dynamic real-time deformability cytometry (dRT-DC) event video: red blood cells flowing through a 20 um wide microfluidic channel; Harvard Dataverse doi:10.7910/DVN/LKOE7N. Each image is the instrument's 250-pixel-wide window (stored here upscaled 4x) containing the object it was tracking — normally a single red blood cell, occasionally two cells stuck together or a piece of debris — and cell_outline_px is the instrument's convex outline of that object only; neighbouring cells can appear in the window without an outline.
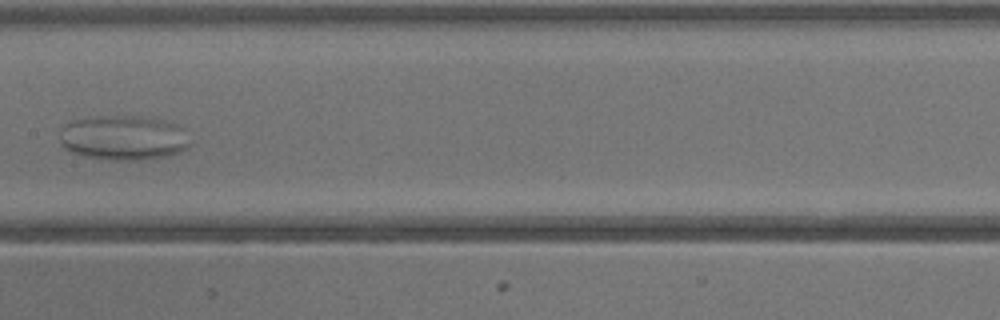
{"species": "common noctule bat (a hibernating species)", "species_latin": "Nyctalus noctula", "temperature_condition": "warm", "stored_images_in_passage": 39, "camera_frame_rate_fps": 3000, "um_per_image_px": 0.085, "animal": {"sex": "male", "body_mass_g": 13.3}, "frame": {"image": 1, "passage_image": 18, "time_ms": 5.667, "image_size_px": [1000, 320], "cell_outline_px": [[188, 148], [180, 152], [164, 156], [140, 160], [112, 160], [84, 156], [72, 152], [64, 148], [60, 144], [60, 128], [68, 120], [100, 116], [152, 116], [164, 120], [184, 128], [188, 144]], "centroid_in_image_um": [10.44, 11.69], "position_along_channel_um": 197.0, "area_um2": 34.33}}
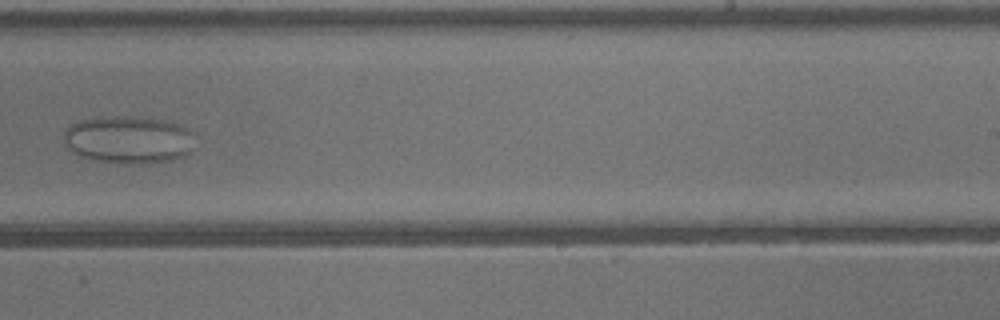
{"frame": {"image": 2, "passage_image": 23, "time_ms": 7.333, "image_size_px": [1000, 320], "cell_outline_px": [[188, 152], [184, 156], [172, 160], [148, 164], [120, 164], [88, 160], [80, 156], [64, 140], [64, 132], [72, 124], [80, 120], [100, 116], [128, 116], [164, 120], [188, 128]], "centroid_in_image_um": [10.84, 11.89], "position_along_channel_um": 278.2, "area_um2": 35.95}}
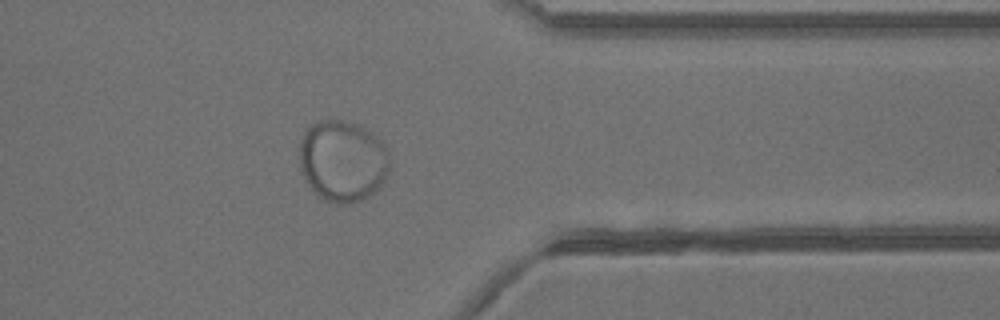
{"frame": {"image": 3, "passage_image": 30, "time_ms": 9.667, "image_size_px": [1000, 320], "cell_outline_px": [[392, 168], [384, 184], [368, 196], [360, 200], [348, 204], [336, 204], [324, 200], [308, 184], [300, 168], [300, 140], [304, 132], [312, 124], [320, 120], [344, 120], [356, 124], [372, 132], [388, 148], [392, 160]], "centroid_in_image_um": [29.19, 13.68], "position_along_channel_um": 382.2, "area_um2": 43.47}}